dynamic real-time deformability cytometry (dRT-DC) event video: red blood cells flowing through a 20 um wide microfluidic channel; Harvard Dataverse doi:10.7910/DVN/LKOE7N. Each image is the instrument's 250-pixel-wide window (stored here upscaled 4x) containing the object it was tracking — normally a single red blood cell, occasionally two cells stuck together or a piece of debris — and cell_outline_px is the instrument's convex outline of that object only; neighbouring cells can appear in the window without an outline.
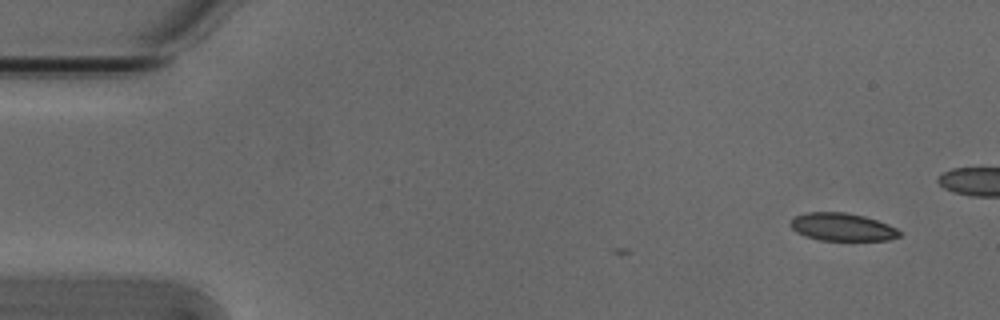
{"species": "Egyptian fruit bat (a non-hibernating species)", "species_latin": "Rousettus aegyptiacus", "temperature_condition": "cold", "stored_images_in_passage": 6, "camera_frame_rate_fps": 3000, "um_per_image_px": 0.085, "animal": {"sex": "male"}, "frame": {"image": 1, "passage_image": 1, "time_ms": 0.0, "image_size_px": [1000, 320], "cell_outline_px": [[900, 236], [888, 240], [820, 240], [796, 232], [788, 224], [792, 216], [804, 212], [844, 212], [864, 216], [888, 224], [896, 228], [900, 232]], "centroid_in_image_um": [71.54, 19.28], "position_along_channel_um": 13.5, "area_um2": 17.69}}